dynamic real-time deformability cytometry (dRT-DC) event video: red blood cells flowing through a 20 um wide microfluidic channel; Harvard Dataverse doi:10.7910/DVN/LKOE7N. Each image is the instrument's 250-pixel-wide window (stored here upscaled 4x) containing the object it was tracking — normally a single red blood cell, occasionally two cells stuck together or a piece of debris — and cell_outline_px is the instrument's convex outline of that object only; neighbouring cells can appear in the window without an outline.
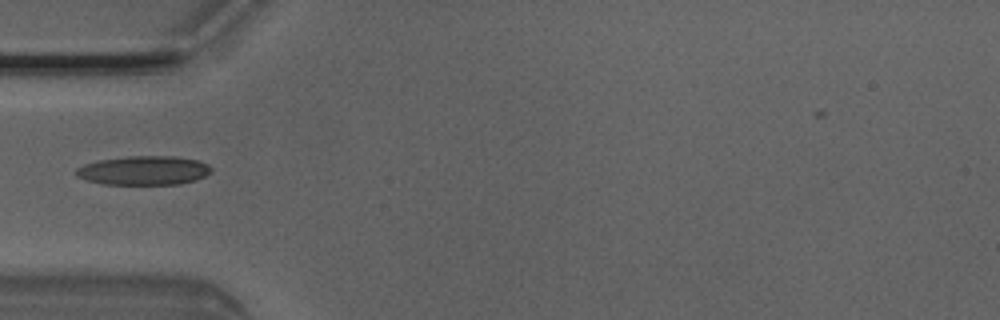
{"species": "Egyptian fruit bat (a non-hibernating species)", "species_latin": "Rousettus aegyptiacus", "temperature_condition": "room temperature", "stored_images_in_passage": 5, "camera_frame_rate_fps": 3000, "um_per_image_px": 0.085, "animal": {"sex": "male"}, "frame": {"image": 1, "passage_image": 5, "time_ms": 1.333, "image_size_px": [1000, 320], "cell_outline_px": [[212, 172], [196, 180], [180, 184], [100, 184], [76, 176], [76, 168], [84, 164], [100, 160], [128, 156], [176, 156], [200, 160], [208, 164], [212, 168]], "centroid_in_image_um": [12.26, 14.48], "position_along_channel_um": 72.7, "area_um2": 23.0}}